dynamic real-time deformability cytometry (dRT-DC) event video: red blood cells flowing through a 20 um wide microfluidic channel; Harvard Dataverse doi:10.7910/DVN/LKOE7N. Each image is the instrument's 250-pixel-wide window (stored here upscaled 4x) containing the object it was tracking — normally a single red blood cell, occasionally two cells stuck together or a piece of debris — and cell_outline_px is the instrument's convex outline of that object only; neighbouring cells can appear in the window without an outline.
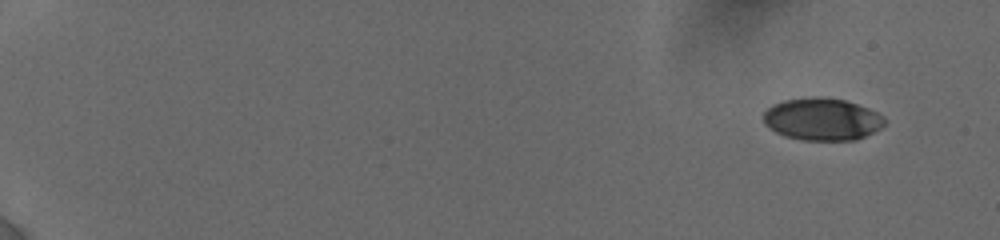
{"species": "human", "species_latin": "Homo sapiens", "temperature_condition": "cold", "stored_images_in_passage": 21, "camera_frame_rate_fps": 3000, "um_per_image_px": 0.085, "donor": {"sex": "female"}, "frame": {"image": 1, "passage_image": 1, "time_ms": 0.0, "image_size_px": [1000, 240], "cell_outline_px": [[884, 124], [880, 128], [856, 140], [800, 140], [784, 136], [768, 128], [764, 124], [764, 112], [772, 104], [784, 100], [808, 96], [820, 96], [844, 100], [868, 108], [884, 116]], "centroid_in_image_um": [69.84, 10.12], "position_along_channel_um": 15.2, "area_um2": 30.0}}
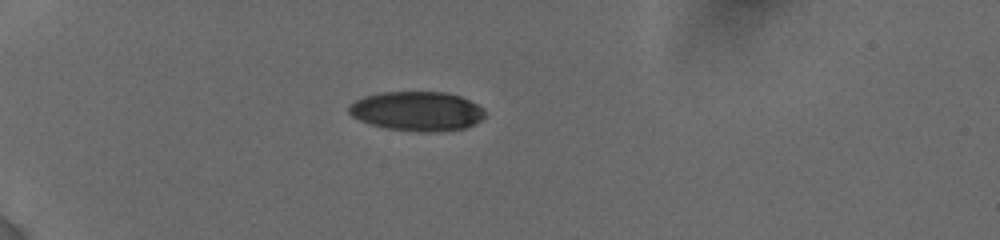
{"frame": {"image": 2, "passage_image": 15, "time_ms": 4.667, "image_size_px": [1000, 240], "cell_outline_px": [[484, 116], [480, 120], [464, 128], [432, 132], [420, 132], [384, 128], [360, 120], [352, 116], [348, 112], [348, 104], [364, 96], [380, 92], [448, 92], [460, 96], [484, 108]], "centroid_in_image_um": [35.41, 9.44], "position_along_channel_um": 49.6, "area_um2": 31.21}}
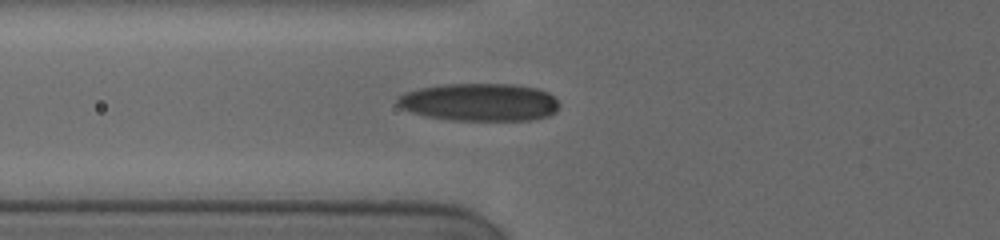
{"frame": {"image": 3, "passage_image": 21, "time_ms": 6.667, "image_size_px": [1000, 240], "cell_outline_px": [[560, 104], [556, 112], [548, 116], [532, 120], [452, 120], [428, 116], [412, 112], [396, 104], [396, 100], [404, 92], [420, 88], [444, 84], [512, 84], [536, 88], [548, 92]], "centroid_in_image_um": [40.78, 8.68], "position_along_channel_um": 85.0, "area_um2": 35.49}}